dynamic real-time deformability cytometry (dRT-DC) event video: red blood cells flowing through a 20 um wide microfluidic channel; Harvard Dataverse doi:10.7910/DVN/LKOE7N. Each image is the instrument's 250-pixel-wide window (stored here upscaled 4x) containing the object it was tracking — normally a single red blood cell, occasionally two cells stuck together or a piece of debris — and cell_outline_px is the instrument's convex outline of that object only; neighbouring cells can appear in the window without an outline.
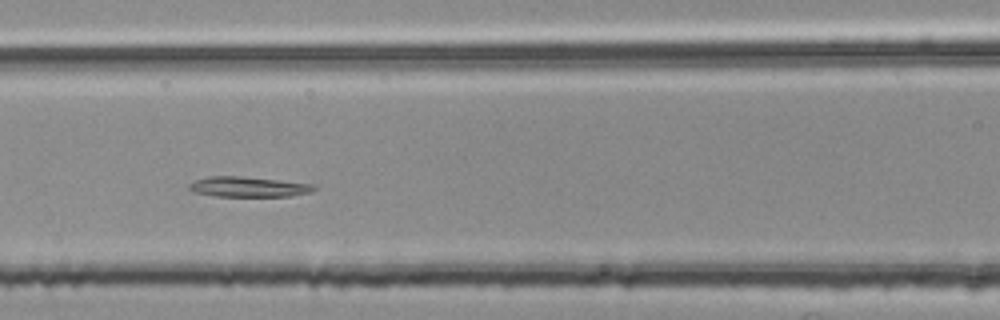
{"species": "common noctule bat (a hibernating species)", "species_latin": "Nyctalus noctula", "temperature_condition": "room temperature", "stored_images_in_passage": 35, "segment_of_instrument_passage": [2, 2], "camera_frame_rate_fps": 3000, "um_per_image_px": 0.085, "animal": {"sex": "female", "body_mass_g": 25.1}, "frame": {"image": 1, "passage_image": 9, "time_ms": 2.667, "image_size_px": [1000, 320], "cell_outline_px": [[320, 188], [312, 192], [292, 196], [212, 196], [192, 192], [188, 188], [188, 184], [192, 180], [208, 176], [240, 176], [312, 184]], "centroid_in_image_um": [21.07, 15.88], "position_along_channel_um": 145.5, "area_um2": 14.91}}